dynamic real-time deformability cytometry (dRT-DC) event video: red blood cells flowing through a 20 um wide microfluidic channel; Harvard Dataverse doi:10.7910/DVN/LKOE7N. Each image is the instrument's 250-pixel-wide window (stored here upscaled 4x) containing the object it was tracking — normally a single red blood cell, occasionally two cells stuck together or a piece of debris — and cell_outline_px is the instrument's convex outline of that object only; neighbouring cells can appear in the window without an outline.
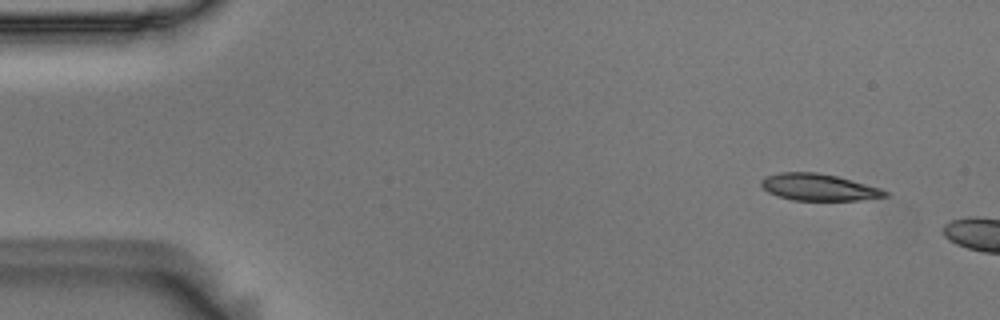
{"species": "Egyptian fruit bat (a non-hibernating species)", "species_latin": "Rousettus aegyptiacus", "temperature_condition": "room temperature", "stored_images_in_passage": 3, "camera_frame_rate_fps": 3000, "um_per_image_px": 0.085, "animal": {"sex": "male"}, "frame": {"image": 1, "passage_image": 1, "time_ms": 0.0, "image_size_px": [1000, 320], "cell_outline_px": [[888, 196], [860, 200], [792, 200], [768, 192], [760, 184], [760, 180], [764, 176], [780, 172], [816, 172], [836, 176], [880, 188], [888, 192]], "centroid_in_image_um": [69.55, 15.91], "position_along_channel_um": 15.4, "area_um2": 19.19}}